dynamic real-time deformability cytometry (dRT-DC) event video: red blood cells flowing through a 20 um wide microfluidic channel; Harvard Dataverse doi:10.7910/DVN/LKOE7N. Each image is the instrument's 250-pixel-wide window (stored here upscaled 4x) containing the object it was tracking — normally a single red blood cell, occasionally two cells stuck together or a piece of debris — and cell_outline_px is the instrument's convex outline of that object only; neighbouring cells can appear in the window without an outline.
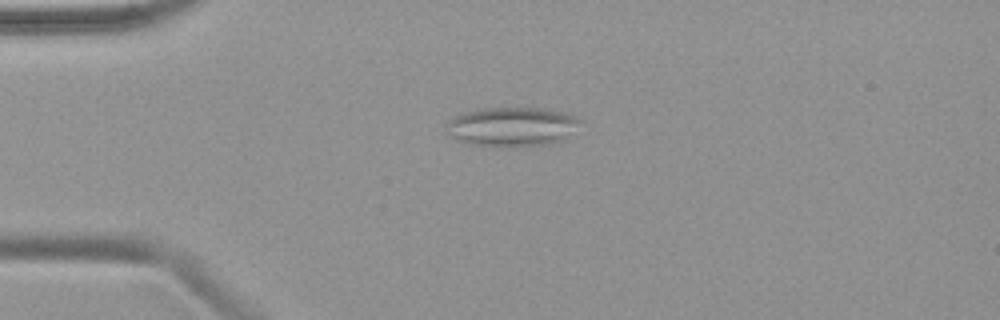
{"species": "common noctule bat (a hibernating species)", "species_latin": "Nyctalus noctula", "temperature_condition": "warm", "stored_images_in_passage": 39, "camera_frame_rate_fps": 3000, "um_per_image_px": 0.085, "animal": {"sex": "female", "body_mass_g": 19.9}, "frame": {"image": 1, "passage_image": 2, "time_ms": 0.333, "image_size_px": [1000, 320], "cell_outline_px": [[580, 120], [568, 140], [552, 144], [516, 148], [496, 148], [468, 144], [456, 140], [448, 136], [444, 132], [448, 120], [464, 112], [476, 108], [540, 108], [564, 112], [576, 116]], "centroid_in_image_um": [43.48, 10.81], "position_along_channel_um": 41.5, "area_um2": 31.85}}
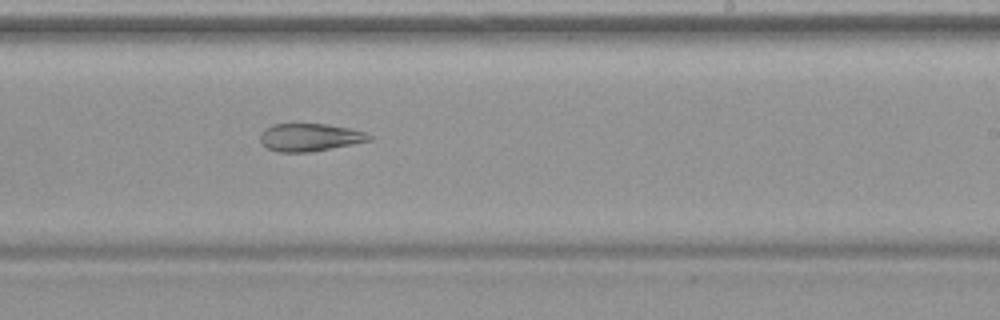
{"frame": {"image": 2, "passage_image": 20, "time_ms": 6.333, "image_size_px": [1000, 320], "cell_outline_px": [[372, 140], [312, 152], [276, 152], [268, 148], [260, 140], [260, 132], [264, 128], [272, 124], [324, 124], [348, 128], [364, 132], [372, 136]], "centroid_in_image_um": [26.3, 11.67], "position_along_channel_um": 262.7, "area_um2": 17.57}}
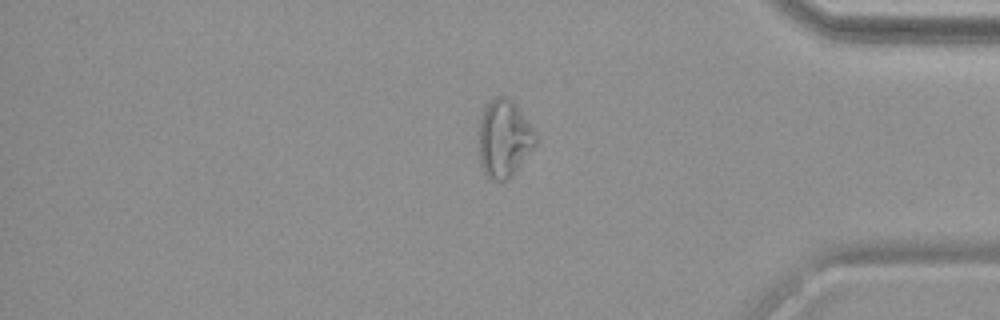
{"frame": {"image": 3, "passage_image": 31, "time_ms": 10.0, "image_size_px": [1000, 320], "cell_outline_px": [[536, 144], [512, 176], [508, 180], [492, 180], [484, 172], [480, 164], [480, 120], [484, 108], [496, 96], [508, 96], [516, 104], [536, 132]], "centroid_in_image_um": [42.87, 11.77], "position_along_channel_um": 392.3, "area_um2": 25.43}}